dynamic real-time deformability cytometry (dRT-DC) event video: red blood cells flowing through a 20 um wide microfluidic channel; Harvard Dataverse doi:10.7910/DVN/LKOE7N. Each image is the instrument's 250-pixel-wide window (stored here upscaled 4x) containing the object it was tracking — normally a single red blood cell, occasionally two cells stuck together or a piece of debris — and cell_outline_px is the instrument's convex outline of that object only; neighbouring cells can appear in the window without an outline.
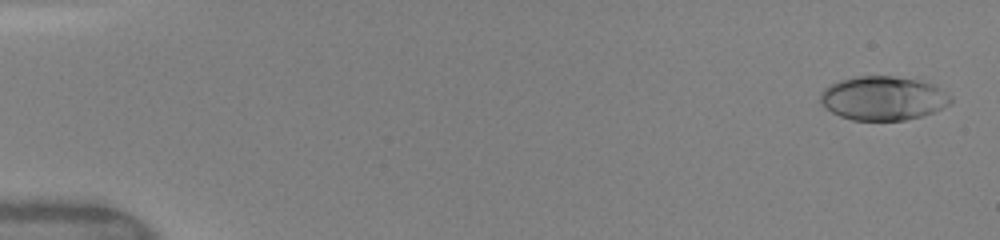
{"species": "human", "species_latin": "Homo sapiens", "temperature_condition": "warm", "stored_images_in_passage": 39, "camera_frame_rate_fps": 3000, "um_per_image_px": 0.085, "donor": {"sex": "female"}, "frame": {"image": 1, "passage_image": 2, "time_ms": 0.333, "image_size_px": [1000, 240], "cell_outline_px": [[952, 104], [932, 112], [920, 116], [904, 120], [852, 120], [840, 116], [824, 108], [820, 100], [820, 92], [824, 88], [840, 80], [856, 76], [892, 76], [916, 80], [932, 84], [940, 88], [952, 96]], "centroid_in_image_um": [75.06, 8.35], "position_along_channel_um": 9.9, "area_um2": 33.35}}
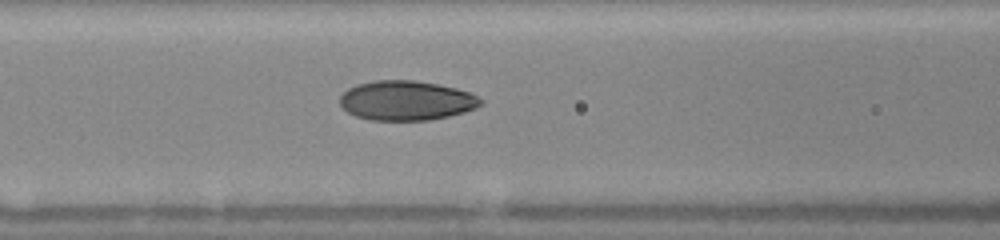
{"frame": {"image": 2, "passage_image": 23, "time_ms": 7.0, "image_size_px": [1000, 240], "cell_outline_px": [[484, 100], [476, 108], [464, 112], [448, 116], [428, 120], [372, 120], [356, 116], [348, 112], [340, 104], [340, 96], [348, 88], [356, 84], [372, 80], [412, 80], [436, 84], [456, 88], [468, 92]], "centroid_in_image_um": [34.51, 8.54], "position_along_channel_um": 132.1, "area_um2": 32.37}}
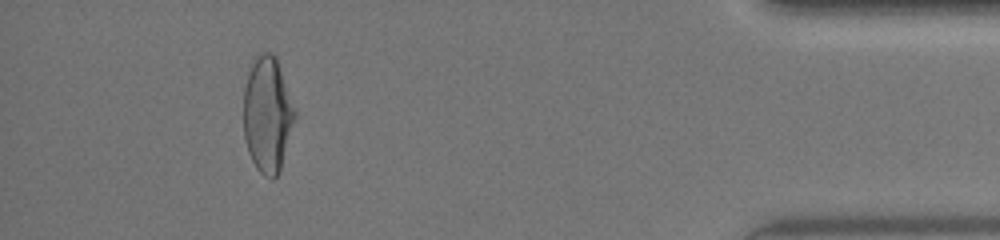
{"frame": {"image": 3, "passage_image": 37, "time_ms": 15.0, "image_size_px": [1000, 240], "cell_outline_px": [[296, 116], [280, 168], [276, 176], [272, 180], [264, 176], [256, 168], [248, 152], [244, 136], [244, 88], [248, 72], [256, 56], [260, 52], [272, 52], [276, 56], [296, 112]], "centroid_in_image_um": [22.72, 9.72], "position_along_channel_um": 412.5, "area_um2": 34.39}, "authors_computed_cell_mechanics": {"area_um2": 32.7726, "velocity_mm_per_s": 4.1386, "shape_relaxation_time_tau1_ms": 4.0505, "shape_relaxation_time_tau2_ms": 0.8217, "deformation_change_tau1": 0.176, "deformation_change_tau2": 0.0486}}